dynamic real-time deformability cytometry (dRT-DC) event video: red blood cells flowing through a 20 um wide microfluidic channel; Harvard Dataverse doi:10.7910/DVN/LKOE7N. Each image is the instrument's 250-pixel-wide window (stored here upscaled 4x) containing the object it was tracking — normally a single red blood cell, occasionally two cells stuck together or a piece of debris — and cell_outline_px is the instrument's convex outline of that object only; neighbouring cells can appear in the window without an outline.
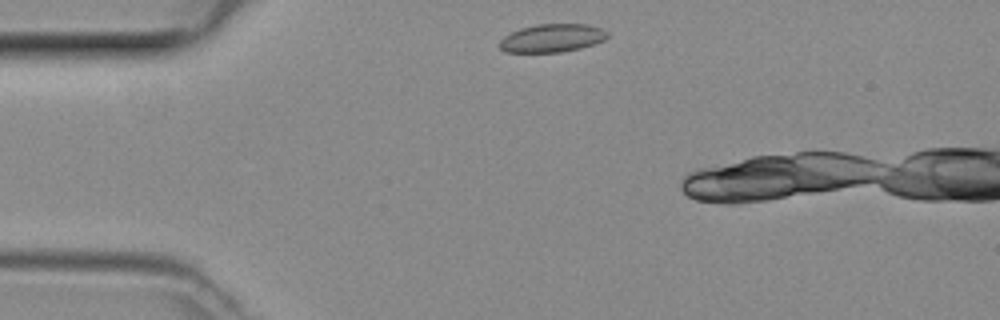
{"species": "common noctule bat (a hibernating species)", "species_latin": "Nyctalus noctula", "temperature_condition": "room temperature", "stored_images_in_passage": 7, "camera_frame_rate_fps": 3000, "um_per_image_px": 0.085, "animal": {"sex": "female", "body_mass_g": 29.2, "forearm_length_mm": 56.3}, "frame": {"image": 1, "passage_image": 3, "time_ms": 0.667, "image_size_px": [1000, 320], "cell_outline_px": [[608, 36], [604, 40], [580, 48], [560, 52], [504, 52], [500, 48], [500, 40], [504, 36], [520, 28], [536, 24], [588, 24], [600, 28], [608, 32]], "centroid_in_image_um": [46.92, 3.23], "position_along_channel_um": 38.1, "area_um2": 17.63}}